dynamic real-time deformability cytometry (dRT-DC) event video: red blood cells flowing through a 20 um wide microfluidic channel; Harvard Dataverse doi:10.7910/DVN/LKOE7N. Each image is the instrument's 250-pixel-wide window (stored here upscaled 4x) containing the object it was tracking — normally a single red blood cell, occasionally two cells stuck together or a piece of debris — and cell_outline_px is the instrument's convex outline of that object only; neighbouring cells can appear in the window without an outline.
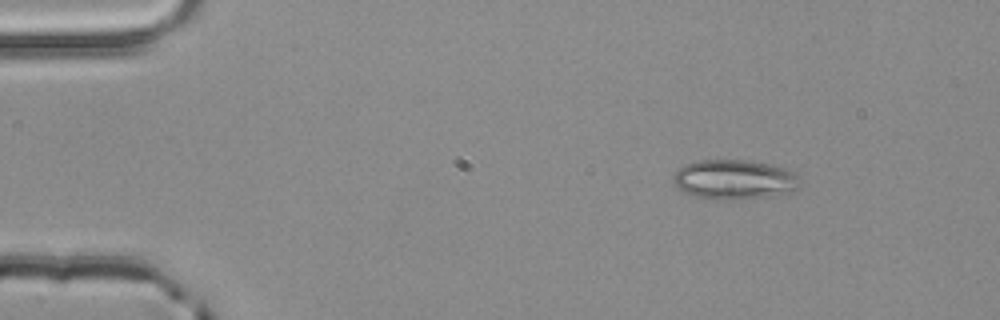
{"species": "common noctule bat (a hibernating species)", "species_latin": "Nyctalus noctula", "temperature_condition": "room temperature", "stored_images_in_passage": 3, "camera_frame_rate_fps": 3000, "um_per_image_px": 0.085, "animal": {"sex": "male", "body_mass_g": 20.4}, "frame": {"image": 1, "passage_image": 1, "time_ms": 0.0, "image_size_px": [1000, 320], "cell_outline_px": [[800, 184], [796, 188], [788, 192], [764, 196], [728, 200], [696, 196], [684, 192], [672, 180], [672, 176], [684, 164], [696, 160], [744, 160], [768, 164], [788, 168], [796, 176]], "centroid_in_image_um": [62.38, 15.24], "position_along_channel_um": 22.6, "area_um2": 28.73}}
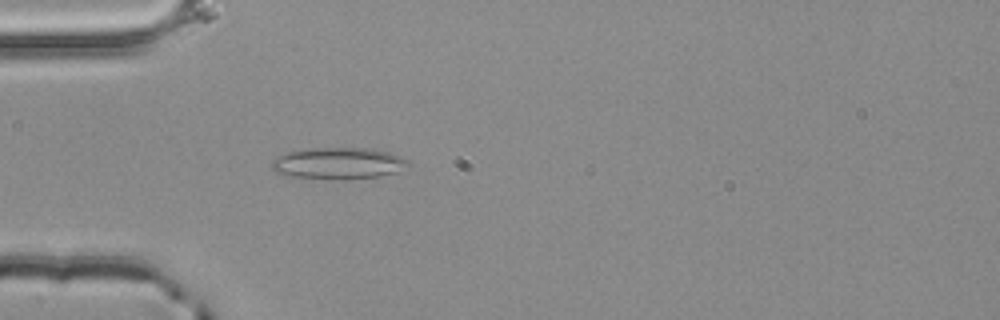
{"frame": {"image": 2, "passage_image": 3, "time_ms": 0.667, "image_size_px": [1000, 320], "cell_outline_px": [[412, 164], [396, 172], [380, 176], [340, 180], [292, 176], [276, 172], [268, 164], [276, 156], [300, 148], [372, 148], [388, 152], [400, 156], [408, 160]], "centroid_in_image_um": [28.74, 13.87], "position_along_channel_um": 56.3, "area_um2": 25.43}}